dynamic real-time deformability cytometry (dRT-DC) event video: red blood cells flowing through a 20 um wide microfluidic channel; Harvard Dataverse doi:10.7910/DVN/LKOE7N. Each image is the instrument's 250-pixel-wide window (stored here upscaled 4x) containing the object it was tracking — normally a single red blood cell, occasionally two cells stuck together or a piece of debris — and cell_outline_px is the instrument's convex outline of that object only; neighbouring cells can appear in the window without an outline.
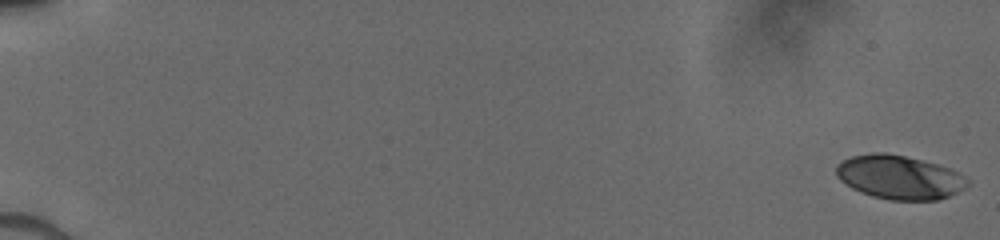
{"species": "human", "species_latin": "Homo sapiens", "temperature_condition": "cold", "stored_images_in_passage": 23, "camera_frame_rate_fps": 3000, "um_per_image_px": 0.085, "donor": {"sex": "male"}, "frame": {"image": 1, "passage_image": 1, "time_ms": 0.0, "image_size_px": [1000, 240], "cell_outline_px": [[968, 184], [964, 188], [948, 196], [936, 200], [888, 200], [872, 196], [860, 192], [852, 188], [840, 180], [836, 176], [836, 164], [852, 156], [872, 152], [884, 152], [904, 156], [936, 164], [948, 168], [964, 176], [968, 180]], "centroid_in_image_um": [76.4, 15.07], "position_along_channel_um": 8.6, "area_um2": 33.29}}
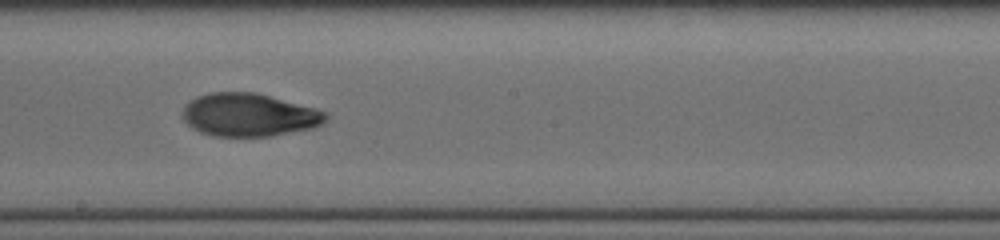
{"frame": {"image": 2, "passage_image": 14, "time_ms": 10.333, "image_size_px": [1000, 240], "cell_outline_px": [[328, 120], [312, 128], [272, 136], [212, 136], [200, 132], [192, 128], [184, 120], [184, 108], [188, 100], [196, 96], [212, 92], [256, 92], [316, 108], [328, 112]], "centroid_in_image_um": [21.18, 9.76], "position_along_channel_um": 227.0, "area_um2": 36.07}}
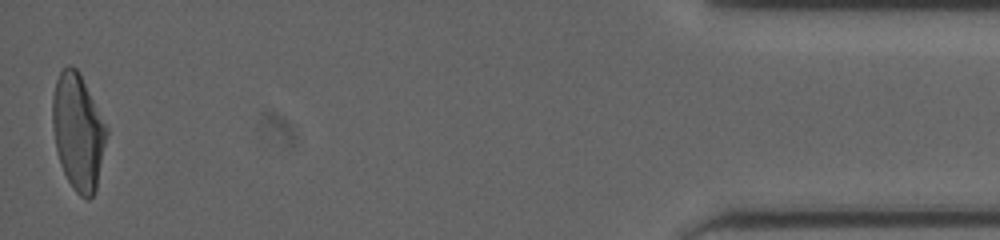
{"frame": {"image": 3, "passage_image": 23, "time_ms": 17.0, "image_size_px": [1000, 240], "cell_outline_px": [[108, 132], [96, 188], [92, 196], [88, 200], [80, 196], [72, 188], [64, 172], [56, 148], [52, 124], [52, 100], [56, 80], [60, 72], [68, 64], [76, 68], [80, 72], [108, 128]], "centroid_in_image_um": [6.64, 11.18], "position_along_channel_um": 428.6, "area_um2": 36.47}}